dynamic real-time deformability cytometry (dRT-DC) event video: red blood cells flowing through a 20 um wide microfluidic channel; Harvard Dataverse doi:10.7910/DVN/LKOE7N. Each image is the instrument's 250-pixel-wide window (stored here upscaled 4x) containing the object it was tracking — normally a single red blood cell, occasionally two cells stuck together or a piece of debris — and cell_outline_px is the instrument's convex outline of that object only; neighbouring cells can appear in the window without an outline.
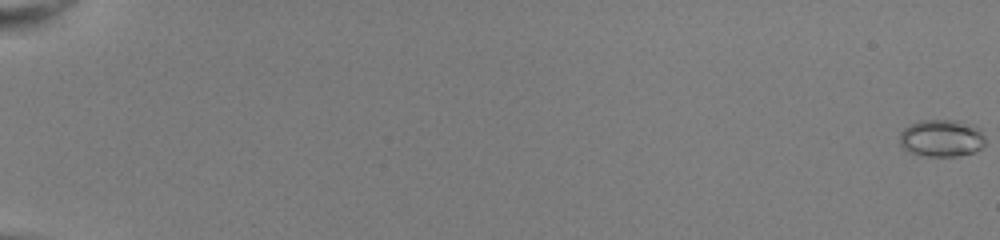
{"species": "common noctule bat (a hibernating species)", "species_latin": "Nyctalus noctula", "temperature_condition": "room temperature", "stored_images_in_passage": 23, "camera_frame_rate_fps": 3000, "um_per_image_px": 0.085, "animal": {"sex": "female", "body_mass_g": 22.0, "forearm_length_mm": 56.7}, "frame": {"image": 1, "passage_image": 1, "time_ms": 0.0, "image_size_px": [1000, 240], "cell_outline_px": [[984, 144], [976, 152], [956, 156], [924, 156], [912, 152], [904, 148], [900, 144], [900, 132], [908, 124], [920, 120], [956, 120], [972, 124], [980, 128], [984, 136]], "centroid_in_image_um": [80.04, 11.73], "position_along_channel_um": 5.0, "area_um2": 18.73}}